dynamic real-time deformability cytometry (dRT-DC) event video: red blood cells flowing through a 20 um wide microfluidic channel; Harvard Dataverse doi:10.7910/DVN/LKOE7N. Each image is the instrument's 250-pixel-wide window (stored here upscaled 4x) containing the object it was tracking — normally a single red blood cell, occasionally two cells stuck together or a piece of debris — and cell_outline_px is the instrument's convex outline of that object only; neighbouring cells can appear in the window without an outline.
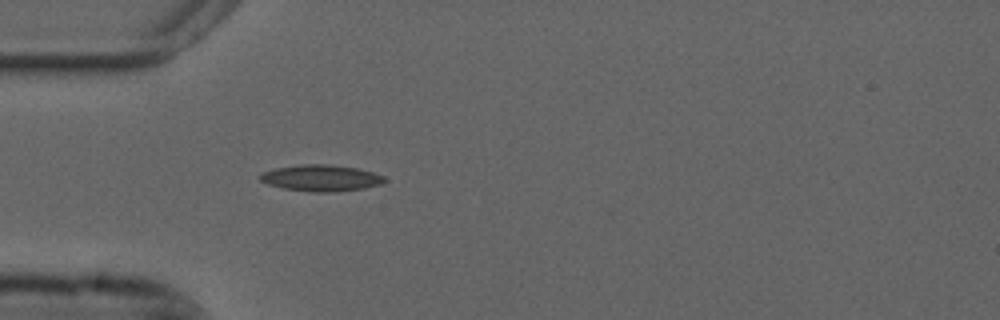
{"species": "common noctule bat (a hibernating species)", "species_latin": "Nyctalus noctula", "temperature_condition": "cold", "stored_images_in_passage": 40, "camera_frame_rate_fps": 3000, "um_per_image_px": 0.085, "animal": {"sex": "male", "forearm_length_mm": 52.5}, "frame": {"image": 1, "passage_image": 1, "time_ms": 0.0, "image_size_px": [1000, 320], "cell_outline_px": [[388, 180], [380, 184], [364, 188], [336, 192], [312, 192], [284, 188], [268, 184], [260, 180], [260, 176], [264, 172], [276, 168], [300, 164], [328, 164], [356, 168], [372, 172], [384, 176]], "centroid_in_image_um": [27.32, 15.13], "position_along_channel_um": 57.7, "area_um2": 19.02}}
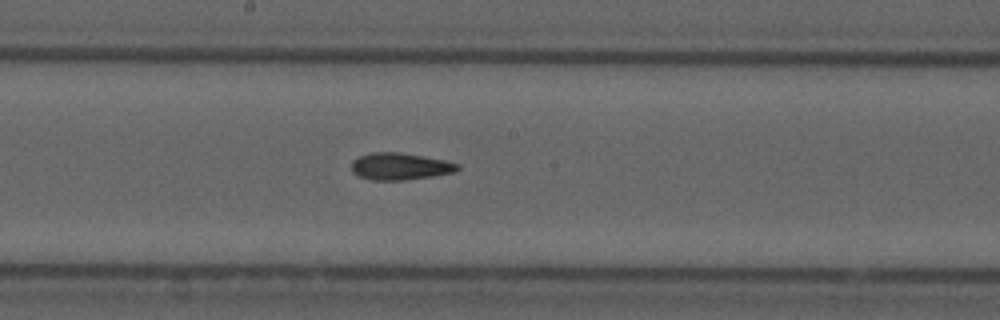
{"frame": {"image": 2, "passage_image": 14, "time_ms": 4.333, "image_size_px": [1000, 320], "cell_outline_px": [[460, 168], [456, 172], [432, 176], [404, 180], [372, 180], [356, 176], [352, 172], [352, 160], [360, 156], [372, 152], [396, 152], [444, 160], [460, 164]], "centroid_in_image_um": [33.98, 14.15], "position_along_channel_um": 214.2, "area_um2": 16.65}}
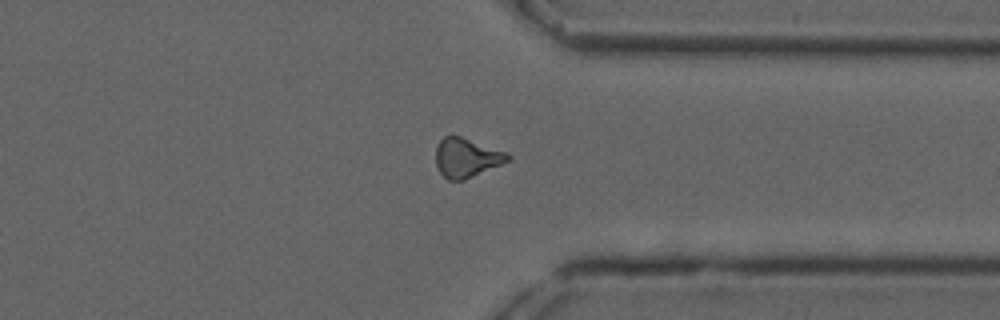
{"frame": {"image": 3, "passage_image": 27, "time_ms": 8.667, "image_size_px": [1000, 320], "cell_outline_px": [[512, 160], [464, 180], [448, 180], [440, 172], [436, 164], [436, 148], [440, 140], [444, 136], [460, 136], [504, 152], [512, 156]], "centroid_in_image_um": [39.66, 13.42], "position_along_channel_um": 371.7, "area_um2": 16.24}, "authors_computed_cell_mechanics": {"area_um2": 16.3863, "velocity_mm_per_s": 3.6984, "shape_relaxation_time_tau1_ms": null, "shape_relaxation_time_tau2_ms": 4.1497, "deformation_change_tau1": null, "deformation_change_tau2": 0.1278}}